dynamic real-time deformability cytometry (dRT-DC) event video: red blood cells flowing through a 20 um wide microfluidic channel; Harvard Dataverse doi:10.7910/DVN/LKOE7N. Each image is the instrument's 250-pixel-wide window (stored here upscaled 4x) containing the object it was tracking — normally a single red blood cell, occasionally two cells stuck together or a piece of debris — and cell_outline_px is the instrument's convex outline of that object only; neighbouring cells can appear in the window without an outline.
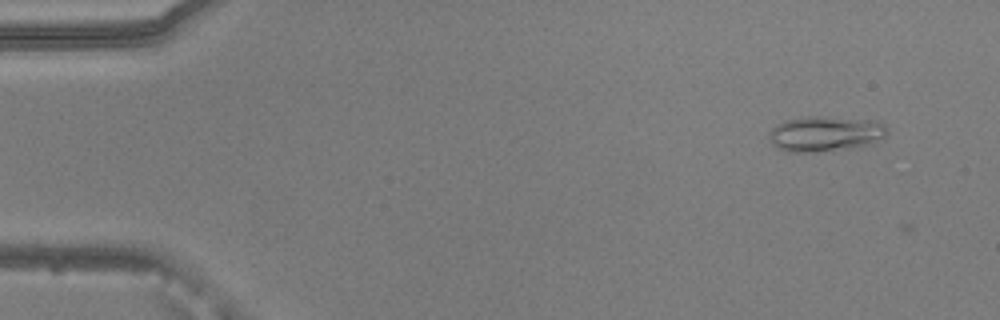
{"species": "common noctule bat (a hibernating species)", "species_latin": "Nyctalus noctula", "temperature_condition": "warm", "stored_images_in_passage": 3, "camera_frame_rate_fps": 3000, "um_per_image_px": 0.085, "animal": {"sex": "male", "body_mass_g": 20.5, "forearm_length_mm": 52.5}, "frame": {"image": 1, "passage_image": 1, "time_ms": 0.0, "image_size_px": [1000, 320], "cell_outline_px": [[888, 132], [884, 136], [872, 144], [860, 148], [816, 152], [792, 152], [780, 148], [772, 144], [768, 132], [776, 124], [784, 120], [808, 116], [812, 116], [880, 120], [888, 128]], "centroid_in_image_um": [70.2, 11.37], "position_along_channel_um": 14.8, "area_um2": 24.74}}